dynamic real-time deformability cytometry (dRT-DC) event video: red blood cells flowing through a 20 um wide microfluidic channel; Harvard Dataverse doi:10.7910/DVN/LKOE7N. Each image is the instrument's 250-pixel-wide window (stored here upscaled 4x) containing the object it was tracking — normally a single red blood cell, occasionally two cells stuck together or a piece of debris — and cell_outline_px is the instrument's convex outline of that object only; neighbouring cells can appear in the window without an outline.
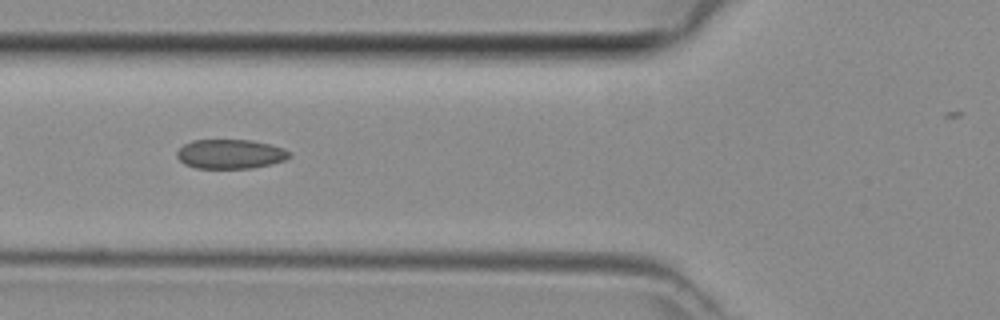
{"species": "common noctule bat (a hibernating species)", "species_latin": "Nyctalus noctula", "temperature_condition": "room temperature", "stored_images_in_passage": 34, "camera_frame_rate_fps": 3000, "um_per_image_px": 0.085, "animal": {"sex": "female", "body_mass_g": 29.2, "forearm_length_mm": 56.3}, "frame": {"image": 1, "passage_image": 10, "time_ms": 3.0, "image_size_px": [1000, 320], "cell_outline_px": [[292, 156], [284, 160], [272, 164], [252, 168], [196, 168], [184, 164], [176, 156], [176, 152], [184, 144], [192, 140], [252, 140], [284, 148], [292, 152]], "centroid_in_image_um": [19.59, 13.09], "position_along_channel_um": 106.2, "area_um2": 19.36}}
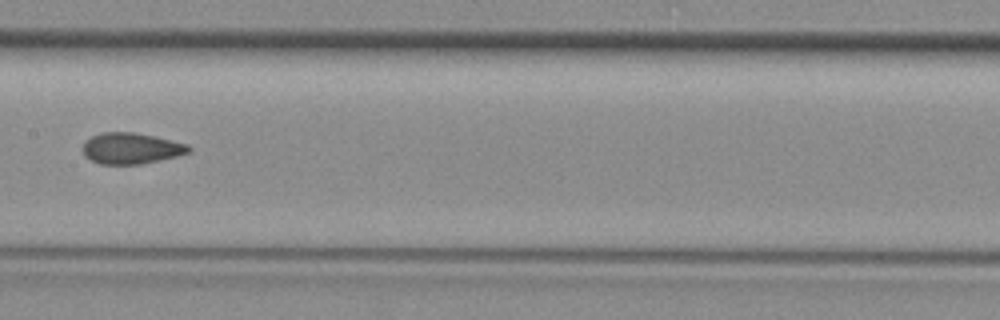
{"frame": {"image": 2, "passage_image": 16, "time_ms": 5.0, "image_size_px": [1000, 320], "cell_outline_px": [[192, 152], [160, 160], [140, 164], [100, 164], [84, 156], [80, 148], [84, 140], [100, 132], [132, 132], [156, 136], [188, 144], [192, 148]], "centroid_in_image_um": [11.12, 12.6], "position_along_channel_um": 196.3, "area_um2": 19.54}}
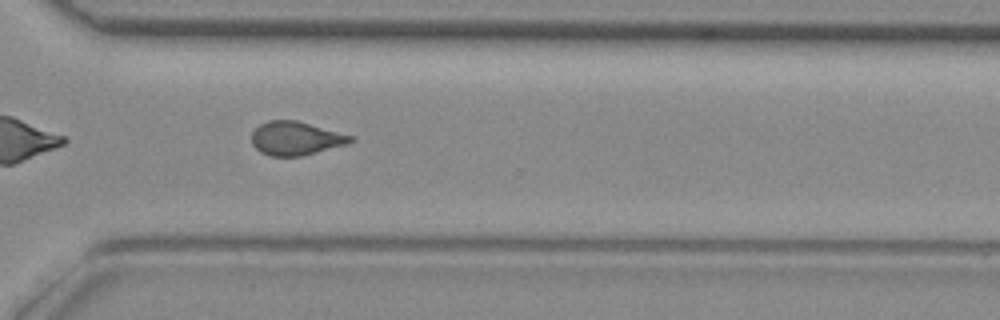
{"frame": {"image": 3, "passage_image": 26, "time_ms": 8.333, "image_size_px": [1000, 320], "cell_outline_px": [[356, 140], [348, 144], [300, 156], [272, 156], [260, 152], [252, 144], [252, 132], [260, 124], [268, 120], [296, 120], [356, 136]], "centroid_in_image_um": [25.18, 11.75], "position_along_channel_um": 345.4, "area_um2": 19.48}}